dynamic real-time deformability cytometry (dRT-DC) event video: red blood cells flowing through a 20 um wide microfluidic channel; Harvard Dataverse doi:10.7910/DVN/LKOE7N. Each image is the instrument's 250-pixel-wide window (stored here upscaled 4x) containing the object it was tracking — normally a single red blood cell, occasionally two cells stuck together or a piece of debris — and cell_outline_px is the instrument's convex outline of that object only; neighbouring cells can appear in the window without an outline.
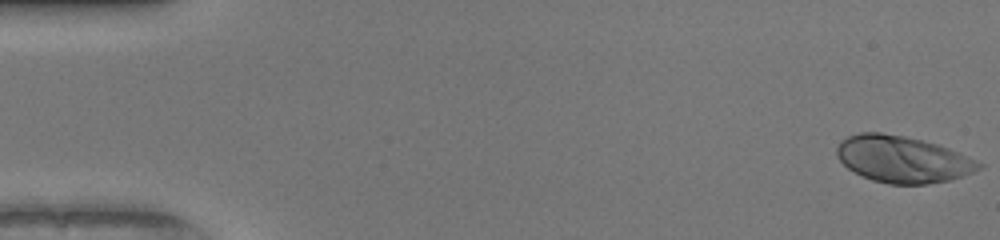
{"species": "human", "species_latin": "Homo sapiens", "temperature_condition": "warm", "stored_images_in_passage": 50, "camera_frame_rate_fps": 3000, "um_per_image_px": 0.085, "donor": {"sex": "female"}, "frame": {"image": 1, "passage_image": 1, "time_ms": 0.0, "image_size_px": [1000, 240], "cell_outline_px": [[984, 164], [980, 168], [972, 172], [948, 180], [924, 184], [888, 184], [872, 180], [848, 168], [836, 156], [836, 148], [840, 140], [848, 136], [860, 132], [880, 132], [904, 136], [936, 144], [948, 148]], "centroid_in_image_um": [76.67, 13.53], "position_along_channel_um": 8.3, "area_um2": 38.15}}
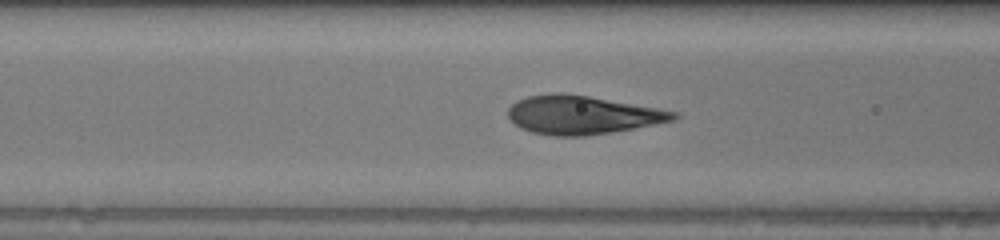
{"frame": {"image": 2, "passage_image": 20, "time_ms": 6.333, "image_size_px": [1000, 240], "cell_outline_px": [[680, 116], [672, 120], [612, 132], [584, 136], [552, 136], [532, 132], [520, 128], [508, 116], [508, 108], [512, 104], [528, 96], [552, 92], [560, 92], [588, 96], [680, 112]], "centroid_in_image_um": [49.47, 9.76], "position_along_channel_um": 117.1, "area_um2": 36.82}}
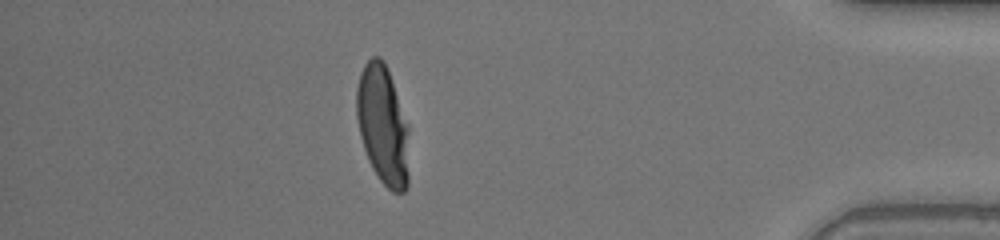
{"frame": {"image": 3, "passage_image": 44, "time_ms": 14.333, "image_size_px": [1000, 240], "cell_outline_px": [[408, 184], [404, 192], [392, 192], [380, 180], [372, 168], [368, 160], [360, 136], [356, 116], [356, 88], [360, 72], [364, 64], [372, 56], [380, 56], [384, 60], [388, 68], [408, 124]], "centroid_in_image_um": [32.53, 10.6], "position_along_channel_um": 402.7, "area_um2": 36.82}, "authors_computed_cell_mechanics": {"area_um2": 37.1076, "velocity_mm_per_s": 4.1337, "shape_relaxation_time_tau1_ms": 3.1436, "shape_relaxation_time_tau2_ms": null, "deformation_change_tau1": 0.2204, "deformation_change_tau2": null}}